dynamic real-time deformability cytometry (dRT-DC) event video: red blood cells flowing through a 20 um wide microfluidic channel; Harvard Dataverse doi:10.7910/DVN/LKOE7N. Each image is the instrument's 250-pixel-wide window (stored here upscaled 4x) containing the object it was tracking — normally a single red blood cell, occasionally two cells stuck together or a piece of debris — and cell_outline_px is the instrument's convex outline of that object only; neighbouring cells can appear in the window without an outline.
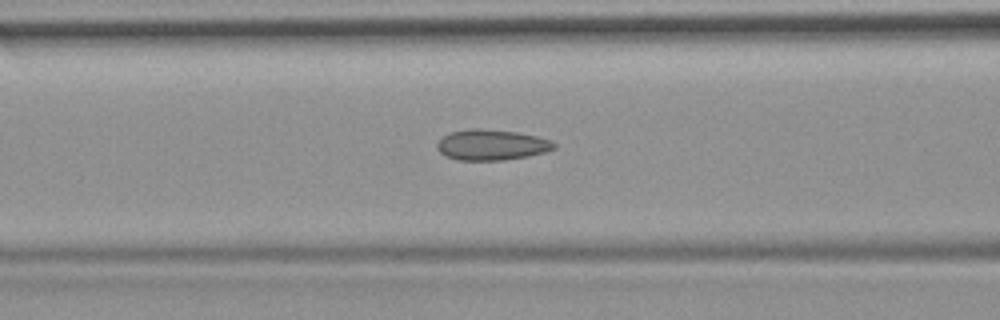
{"species": "common noctule bat (a hibernating species)", "species_latin": "Nyctalus noctula", "temperature_condition": "room temperature", "stored_images_in_passage": 39, "camera_frame_rate_fps": 3000, "um_per_image_px": 0.085, "animal": {"sex": "female", "body_mass_g": 19.9}, "frame": {"image": 1, "passage_image": 6, "time_ms": 1.667, "image_size_px": [1000, 320], "cell_outline_px": [[556, 148], [544, 152], [528, 156], [504, 160], [460, 160], [448, 156], [440, 152], [436, 148], [436, 144], [444, 136], [452, 132], [472, 128], [480, 128], [516, 132], [536, 136], [552, 140], [556, 144]], "centroid_in_image_um": [41.81, 12.31], "position_along_channel_um": 124.8, "area_um2": 20.75}}